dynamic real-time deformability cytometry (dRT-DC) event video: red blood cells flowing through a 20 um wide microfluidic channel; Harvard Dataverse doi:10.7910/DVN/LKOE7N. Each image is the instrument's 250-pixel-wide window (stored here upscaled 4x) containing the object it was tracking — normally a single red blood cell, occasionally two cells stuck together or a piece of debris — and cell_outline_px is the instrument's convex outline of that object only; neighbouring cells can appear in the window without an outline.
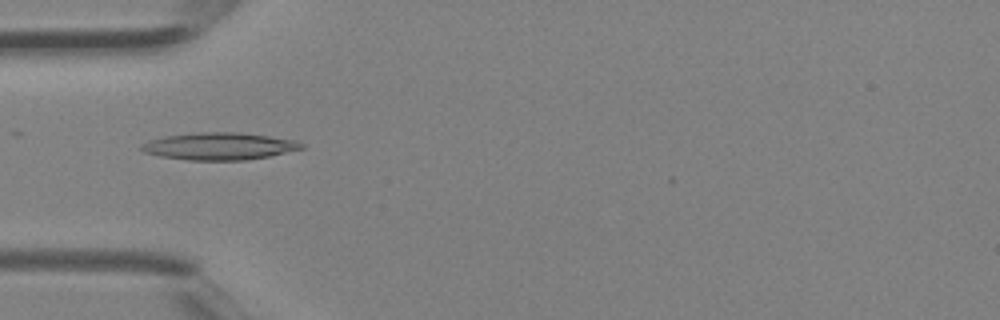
{"species": "Egyptian fruit bat (a non-hibernating species)", "species_latin": "Rousettus aegyptiacus", "temperature_condition": "room temperature", "stored_images_in_passage": 4, "camera_frame_rate_fps": 3000, "um_per_image_px": 0.085, "animal": {"sex": "female"}, "frame": {"image": 1, "passage_image": 3, "time_ms": 0.667, "image_size_px": [1000, 320], "cell_outline_px": [[304, 148], [268, 156], [244, 160], [188, 160], [160, 156], [144, 152], [140, 148], [140, 144], [148, 140], [164, 136], [200, 132], [236, 132], [268, 136], [296, 140], [304, 144]], "centroid_in_image_um": [18.6, 12.42], "position_along_channel_um": 66.4, "area_um2": 25.32}}
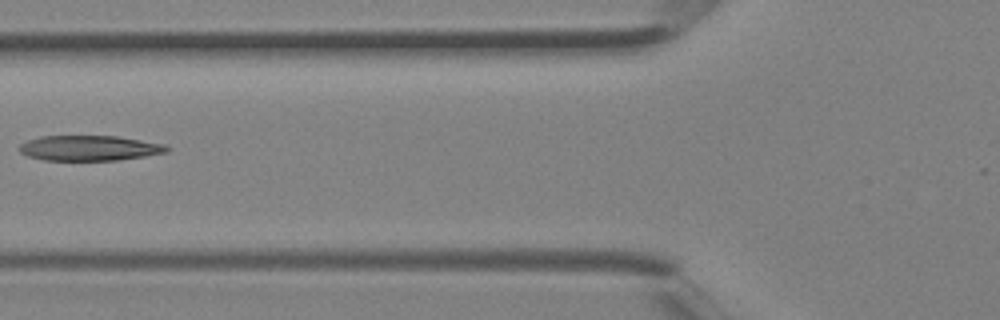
{"frame": {"image": 2, "passage_image": 4, "time_ms": 1.0, "image_size_px": [1000, 320], "cell_outline_px": [[168, 152], [120, 160], [44, 160], [28, 156], [20, 152], [20, 144], [28, 140], [40, 136], [116, 136], [164, 144], [168, 148]], "centroid_in_image_um": [7.58, 12.59], "position_along_channel_um": 118.2, "area_um2": 21.5}}